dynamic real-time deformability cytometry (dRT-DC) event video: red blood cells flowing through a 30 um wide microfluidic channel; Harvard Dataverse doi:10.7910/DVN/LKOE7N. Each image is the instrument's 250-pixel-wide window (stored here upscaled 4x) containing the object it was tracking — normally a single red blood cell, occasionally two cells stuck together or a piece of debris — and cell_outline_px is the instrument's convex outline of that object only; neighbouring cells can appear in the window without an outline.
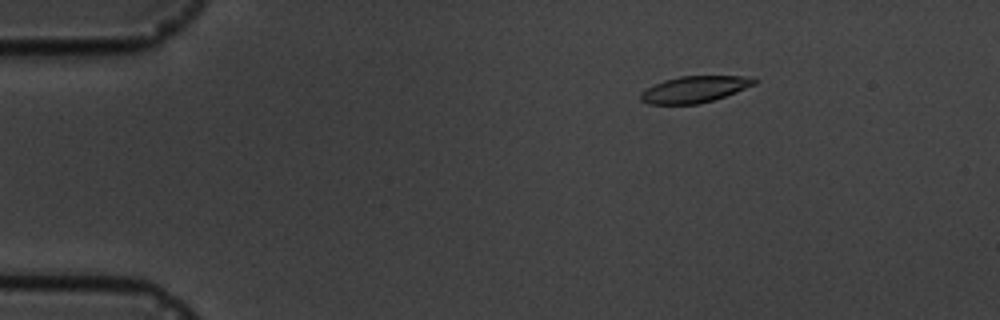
{"species": "common noctule bat (a hibernating species)", "species_latin": "Nyctalus noctula", "temperature_condition": "cold", "stored_images_in_passage": 4, "camera_frame_rate_fps": 3000, "um_per_image_px": 0.085, "animal": {"sex": "male", "body_mass_g": 19.5, "forearm_length_mm": 54.6}, "frame": {"image": 1, "passage_image": 2, "time_ms": 1.0, "image_size_px": [1000, 320], "cell_outline_px": [[760, 80], [756, 84], [736, 92], [700, 104], [648, 104], [640, 100], [640, 92], [664, 80], [680, 76], [752, 76]], "centroid_in_image_um": [59.07, 7.58], "position_along_channel_um": 25.9, "area_um2": 17.57}}